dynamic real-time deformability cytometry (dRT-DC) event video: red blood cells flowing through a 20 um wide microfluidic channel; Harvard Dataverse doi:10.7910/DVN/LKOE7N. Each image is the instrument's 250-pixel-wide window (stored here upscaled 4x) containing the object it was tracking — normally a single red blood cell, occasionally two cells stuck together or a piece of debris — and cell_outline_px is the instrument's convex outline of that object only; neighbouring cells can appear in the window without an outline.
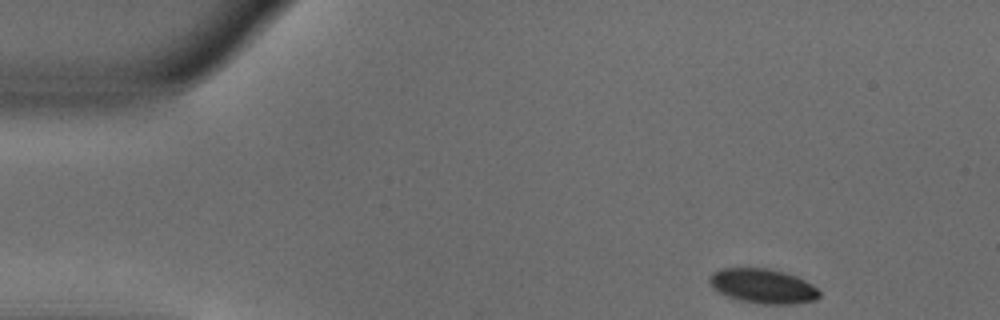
{"species": "common noctule bat (a hibernating species)", "species_latin": "Nyctalus noctula", "temperature_condition": "warm", "stored_images_in_passage": 47, "camera_frame_rate_fps": 3000, "um_per_image_px": 0.085, "animal": {"sex": "male", "body_mass_g": 18.8}, "frame": {"image": 1, "passage_image": 1, "time_ms": 0.0, "image_size_px": [1000, 320], "cell_outline_px": [[820, 296], [816, 300], [792, 304], [764, 304], [740, 300], [728, 296], [712, 288], [708, 280], [712, 272], [720, 268], [768, 268], [784, 272], [796, 276], [812, 284], [820, 292]], "centroid_in_image_um": [64.84, 24.31], "position_along_channel_um": 20.2, "area_um2": 22.14}}
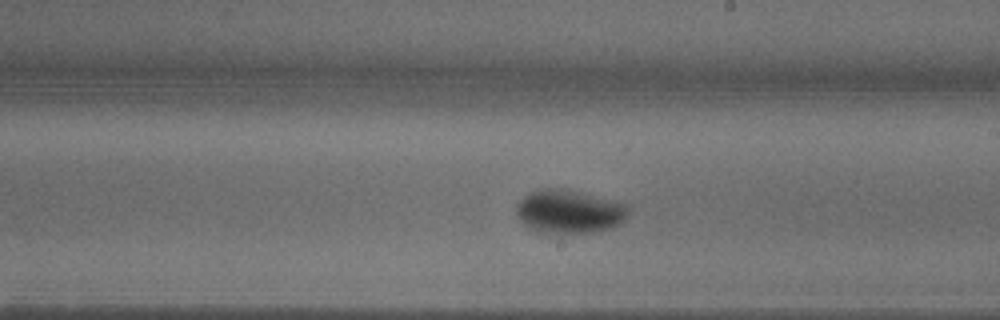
{"frame": {"image": 2, "passage_image": 25, "time_ms": 8.0, "image_size_px": [1000, 320], "cell_outline_px": [[632, 208], [624, 220], [600, 232], [544, 232], [528, 228], [516, 216], [516, 204], [524, 196], [540, 188], [564, 188], [628, 204]], "centroid_in_image_um": [48.38, 17.96], "position_along_channel_um": 240.6, "area_um2": 28.32}}
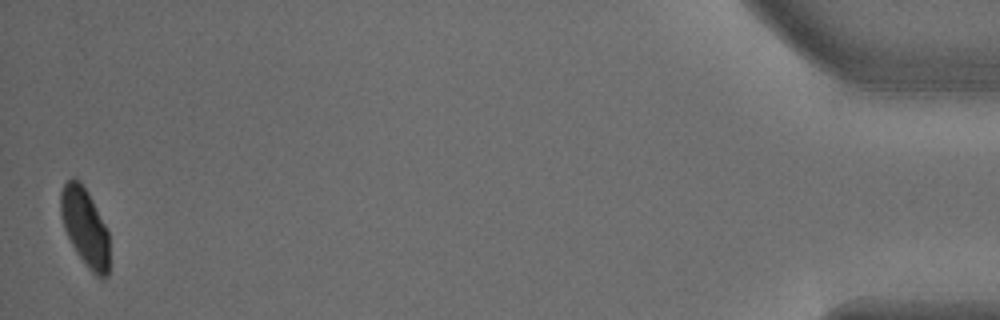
{"frame": {"image": 3, "passage_image": 47, "time_ms": 15.333, "image_size_px": [1000, 320], "cell_outline_px": [[108, 276], [104, 280], [100, 280], [88, 268], [76, 252], [64, 228], [60, 212], [60, 192], [64, 184], [72, 176], [80, 180], [88, 192], [108, 232]], "centroid_in_image_um": [7.21, 19.31], "position_along_channel_um": 428.0, "area_um2": 22.08}, "authors_computed_cell_mechanics": {"area_um2": 24.5072, "velocity_mm_per_s": 3.8083, "shape_relaxation_time_tau1_ms": 2.8272, "shape_relaxation_time_tau2_ms": null, "deformation_change_tau1": 0.1421, "deformation_change_tau2": null}}